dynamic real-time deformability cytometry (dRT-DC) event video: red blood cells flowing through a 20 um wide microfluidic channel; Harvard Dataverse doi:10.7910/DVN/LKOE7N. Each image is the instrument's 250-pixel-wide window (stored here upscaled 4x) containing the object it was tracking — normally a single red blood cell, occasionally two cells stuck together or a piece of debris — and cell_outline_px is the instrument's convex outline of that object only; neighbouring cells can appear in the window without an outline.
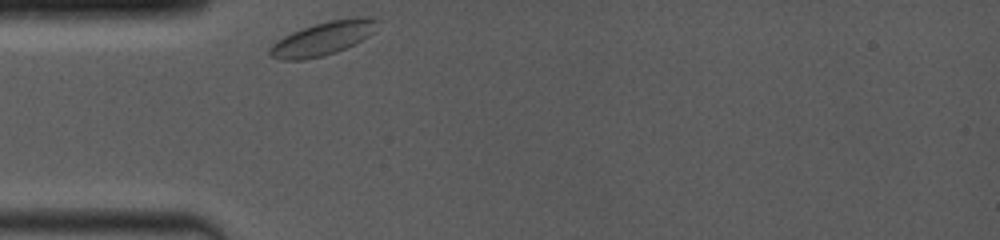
{"species": "common noctule bat (a hibernating species)", "species_latin": "Nyctalus noctula", "temperature_condition": "room temperature", "stored_images_in_passage": 49, "camera_frame_rate_fps": 4000, "um_per_image_px": 0.085, "animal": {"sex": "female", "body_mass_g": 19.0, "forearm_length_mm": 53.3}, "frame": {"image": 1, "passage_image": 1, "time_ms": 0.0, "image_size_px": [1000, 240], "cell_outline_px": [[376, 20], [372, 32], [368, 36], [336, 52], [324, 56], [304, 60], [284, 60], [272, 56], [268, 52], [268, 48], [272, 44], [284, 36], [292, 32], [328, 20], [352, 16], [376, 16]], "centroid_in_image_um": [27.43, 3.26], "position_along_channel_um": 57.6, "area_um2": 20.81}}
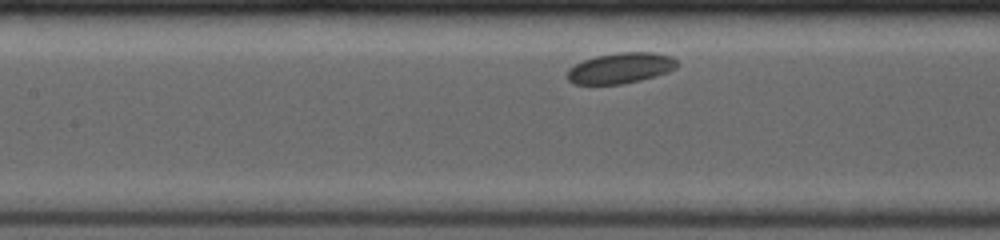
{"frame": {"image": 2, "passage_image": 24, "time_ms": 2.75, "image_size_px": [1000, 240], "cell_outline_px": [[676, 68], [668, 72], [656, 76], [640, 80], [620, 84], [576, 84], [568, 80], [568, 68], [584, 60], [596, 56], [620, 52], [652, 52], [672, 56], [676, 60]], "centroid_in_image_um": [52.76, 5.78], "position_along_channel_um": 154.6, "area_um2": 19.48}}
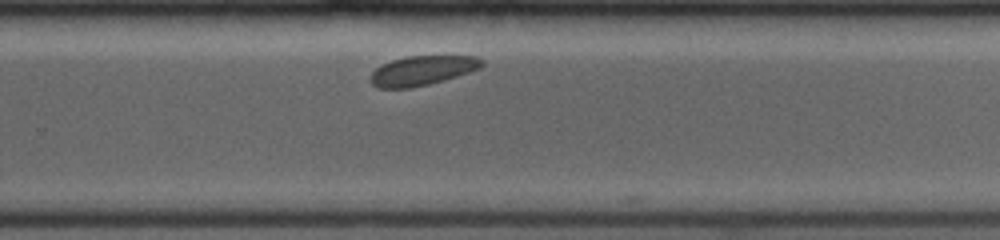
{"frame": {"image": 3, "passage_image": 47, "time_ms": 6.5, "image_size_px": [1000, 240], "cell_outline_px": [[484, 64], [480, 68], [444, 80], [428, 84], [408, 88], [380, 88], [372, 84], [368, 80], [372, 72], [376, 68], [392, 60], [408, 56], [476, 56], [484, 60]], "centroid_in_image_um": [35.88, 5.99], "position_along_channel_um": 293.9, "area_um2": 19.02}}